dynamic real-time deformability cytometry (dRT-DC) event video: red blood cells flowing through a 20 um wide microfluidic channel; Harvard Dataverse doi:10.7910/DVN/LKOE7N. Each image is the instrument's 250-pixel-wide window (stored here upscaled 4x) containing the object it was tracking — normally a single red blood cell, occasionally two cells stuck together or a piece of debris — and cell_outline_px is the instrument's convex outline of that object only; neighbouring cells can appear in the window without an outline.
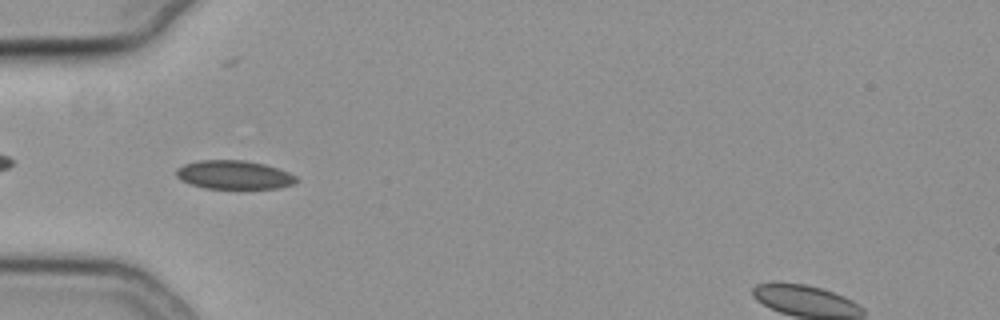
{"species": "common noctule bat (a hibernating species)", "species_latin": "Nyctalus noctula", "temperature_condition": "cold", "stored_images_in_passage": 41, "segment_of_instrument_passage": [1, 2], "camera_frame_rate_fps": 3000, "um_per_image_px": 0.085, "animal": {"sex": "female", "body_mass_g": 19.3, "forearm_length_mm": 54.1}, "frame": {"image": 1, "passage_image": 3, "time_ms": 0.667, "image_size_px": [1000, 320], "cell_outline_px": [[300, 180], [292, 184], [280, 188], [204, 188], [180, 180], [176, 176], [176, 168], [184, 164], [200, 160], [244, 160], [264, 164], [288, 172], [296, 176]], "centroid_in_image_um": [19.88, 14.86], "position_along_channel_um": 65.1, "area_um2": 20.0}}
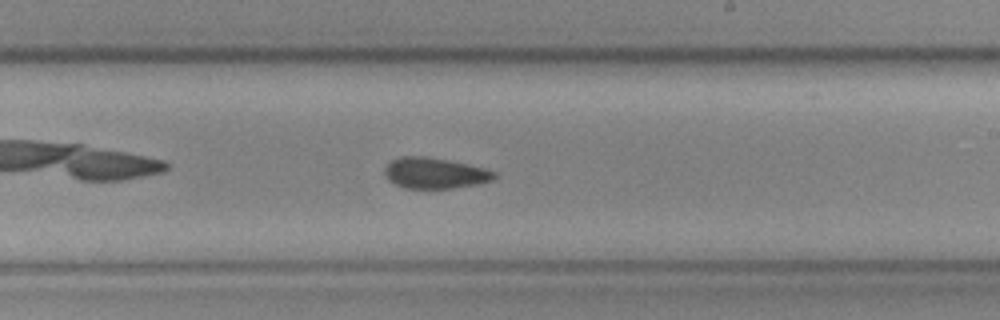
{"frame": {"image": 2, "passage_image": 18, "time_ms": 5.667, "image_size_px": [1000, 320], "cell_outline_px": [[496, 180], [480, 184], [452, 188], [404, 188], [388, 180], [384, 176], [384, 168], [392, 160], [400, 156], [424, 156], [448, 160], [468, 164], [484, 168], [496, 172]], "centroid_in_image_um": [36.98, 14.72], "position_along_channel_um": 252.0, "area_um2": 19.88}}
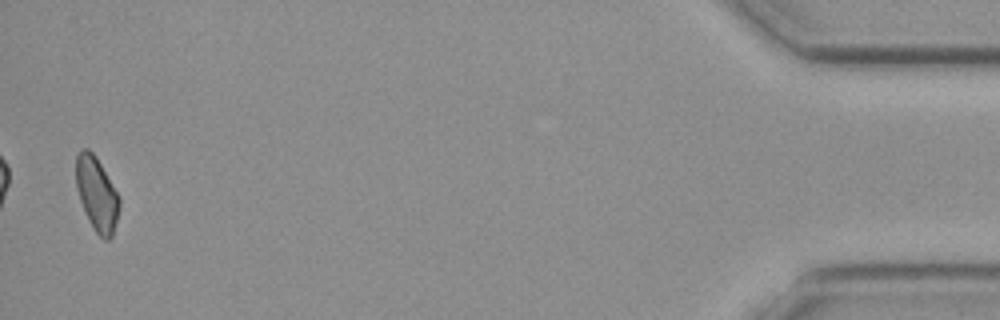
{"frame": {"image": 3, "passage_image": 39, "time_ms": 12.667, "image_size_px": [1000, 320], "cell_outline_px": [[120, 204], [112, 236], [108, 240], [104, 240], [92, 228], [80, 200], [76, 188], [76, 156], [80, 148], [88, 148], [96, 156], [120, 196]], "centroid_in_image_um": [8.22, 16.46], "position_along_channel_um": 427.0, "area_um2": 18.73}}